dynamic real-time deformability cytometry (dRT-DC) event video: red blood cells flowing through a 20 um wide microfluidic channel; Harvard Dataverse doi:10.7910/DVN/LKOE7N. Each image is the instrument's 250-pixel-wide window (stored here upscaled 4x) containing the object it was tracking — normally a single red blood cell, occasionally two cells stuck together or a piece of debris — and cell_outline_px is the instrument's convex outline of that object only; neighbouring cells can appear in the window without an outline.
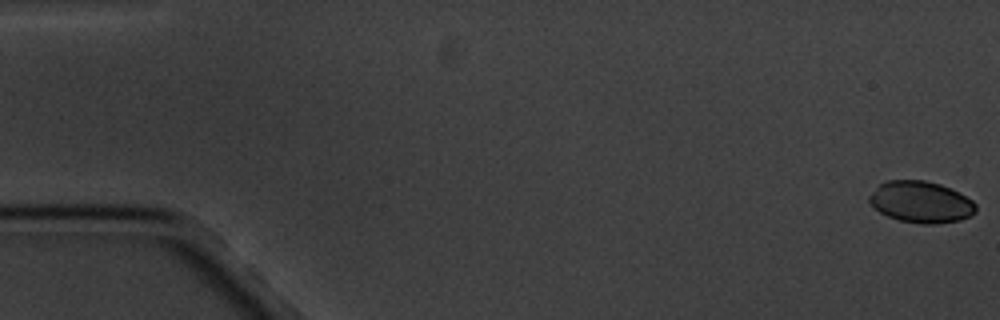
{"species": "common noctule bat (a hibernating species)", "species_latin": "Nyctalus noctula", "temperature_condition": "cold", "stored_images_in_passage": 5, "camera_frame_rate_fps": 3000, "um_per_image_px": 0.085, "animal": {"sex": "male", "body_mass_g": 20.1, "forearm_length_mm": 53.5}, "frame": {"image": 1, "passage_image": 1, "time_ms": 0.0, "image_size_px": [1000, 320], "cell_outline_px": [[976, 212], [972, 216], [960, 220], [936, 224], [924, 224], [900, 220], [888, 216], [880, 212], [868, 200], [868, 196], [880, 184], [888, 180], [924, 180], [940, 184], [972, 200], [976, 204]], "centroid_in_image_um": [78.29, 17.18], "position_along_channel_um": 6.7, "area_um2": 25.55}}